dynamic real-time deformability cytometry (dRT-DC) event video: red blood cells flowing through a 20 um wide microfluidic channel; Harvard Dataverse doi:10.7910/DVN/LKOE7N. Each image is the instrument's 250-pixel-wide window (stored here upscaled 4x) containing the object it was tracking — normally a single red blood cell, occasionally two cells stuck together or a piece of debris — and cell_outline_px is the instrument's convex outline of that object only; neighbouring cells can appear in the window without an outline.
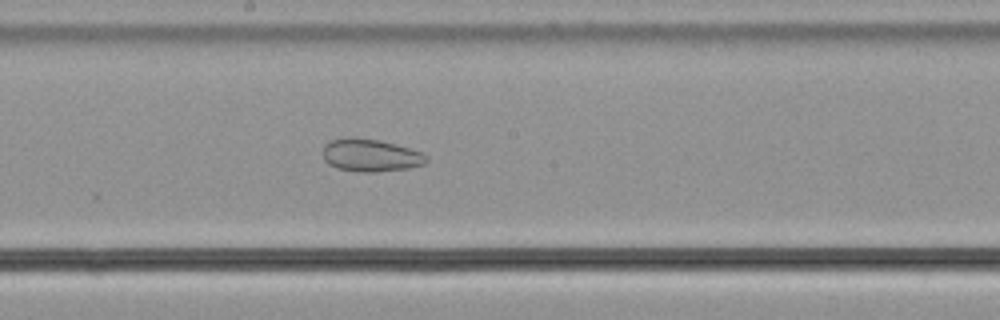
{"species": "common noctule bat (a hibernating species)", "species_latin": "Nyctalus noctula", "temperature_condition": "cold", "stored_images_in_passage": 53, "camera_frame_rate_fps": 3000, "um_per_image_px": 0.085, "animal": {"sex": "male", "body_mass_g": 21.5, "forearm_length_mm": 52.0}, "frame": {"image": 1, "passage_image": 28, "time_ms": 9.0, "image_size_px": [1000, 320], "cell_outline_px": [[428, 160], [424, 164], [408, 168], [376, 172], [356, 172], [336, 168], [328, 164], [324, 160], [324, 144], [328, 140], [352, 136], [380, 140], [396, 144], [424, 152], [428, 156]], "centroid_in_image_um": [31.5, 13.19], "position_along_channel_um": 216.7, "area_um2": 20.11}}
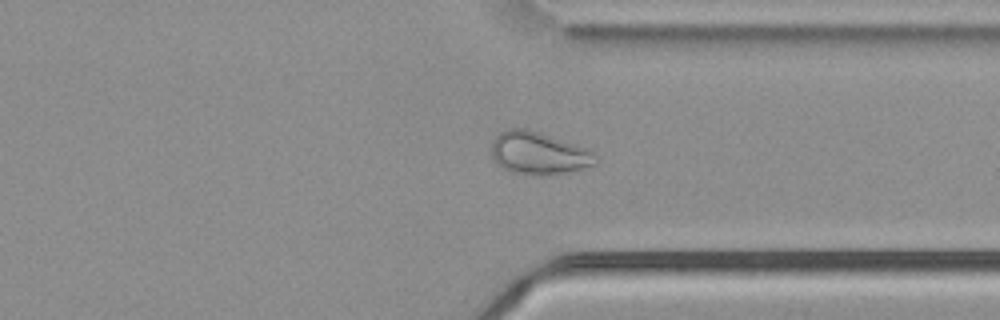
{"frame": {"image": 2, "passage_image": 40, "time_ms": 13.0, "image_size_px": [1000, 320], "cell_outline_px": [[596, 164], [584, 168], [568, 172], [512, 172], [496, 164], [492, 156], [492, 140], [500, 132], [508, 128], [528, 128], [588, 148], [592, 152]], "centroid_in_image_um": [45.75, 12.96], "position_along_channel_um": 365.7, "area_um2": 25.09}}
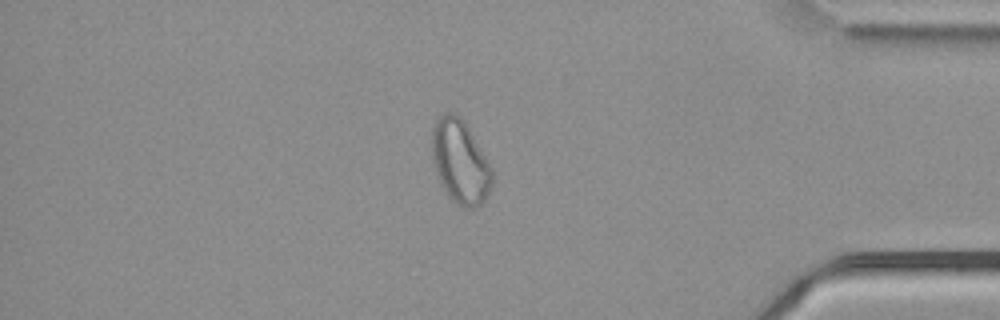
{"frame": {"image": 3, "passage_image": 45, "time_ms": 14.667, "image_size_px": [1000, 320], "cell_outline_px": [[492, 184], [484, 200], [476, 208], [464, 208], [456, 204], [444, 192], [440, 184], [432, 160], [432, 128], [436, 120], [444, 112], [452, 112], [460, 116], [464, 120], [492, 168]], "centroid_in_image_um": [39.09, 13.76], "position_along_channel_um": 396.1, "area_um2": 29.48}, "authors_computed_cell_mechanics": {"area_um2": 29.3046, "velocity_mm_per_s": 3.7122, "shape_relaxation_time_tau1_ms": null, "shape_relaxation_time_tau2_ms": 2.0748, "deformation_change_tau1": null, "deformation_change_tau2": 0.0651}}